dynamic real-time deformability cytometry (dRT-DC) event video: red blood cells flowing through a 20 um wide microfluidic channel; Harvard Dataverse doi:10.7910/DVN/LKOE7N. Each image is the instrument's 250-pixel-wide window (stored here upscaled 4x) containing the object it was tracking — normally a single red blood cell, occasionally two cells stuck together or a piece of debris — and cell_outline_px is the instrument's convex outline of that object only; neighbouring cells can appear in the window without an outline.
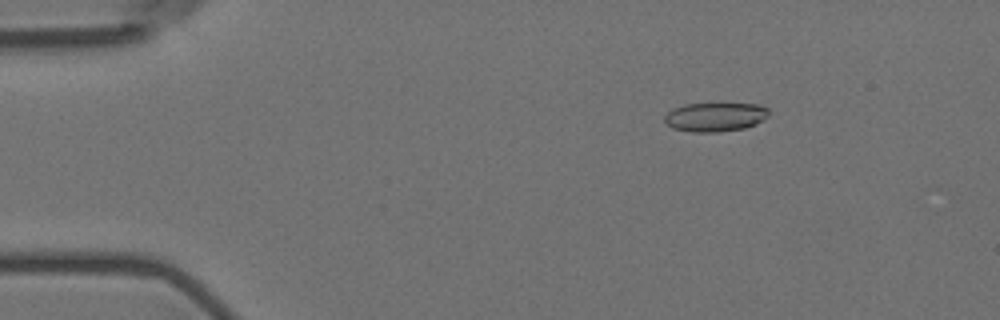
{"species": "Egyptian fruit bat (a non-hibernating species)", "species_latin": "Rousettus aegyptiacus", "temperature_condition": "room temperature", "stored_images_in_passage": 57, "camera_frame_rate_fps": 3000, "um_per_image_px": 0.085, "animal": {"sex": "female"}, "frame": {"image": 1, "passage_image": 9, "time_ms": 2.667, "image_size_px": [1000, 320], "cell_outline_px": [[768, 116], [764, 120], [756, 124], [744, 128], [716, 132], [692, 132], [672, 128], [664, 120], [664, 116], [672, 108], [684, 104], [760, 104], [768, 108]], "centroid_in_image_um": [60.79, 9.94], "position_along_channel_um": 24.2, "area_um2": 17.63}}
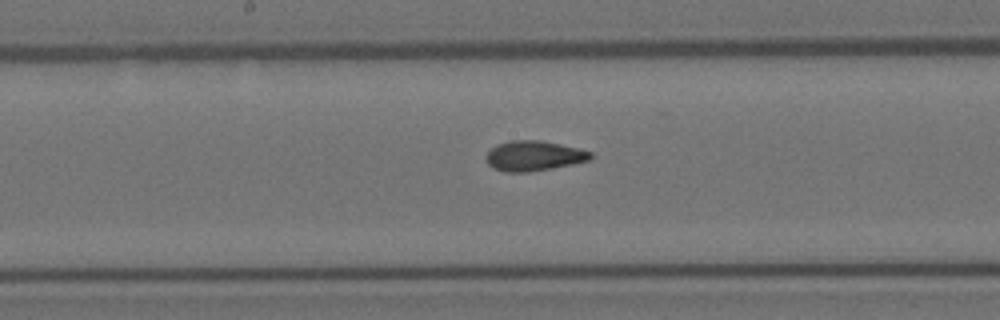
{"frame": {"image": 2, "passage_image": 30, "time_ms": 9.667, "image_size_px": [1000, 320], "cell_outline_px": [[592, 156], [588, 160], [572, 164], [528, 172], [504, 172], [492, 168], [484, 160], [484, 156], [496, 144], [512, 140], [540, 140], [560, 144], [592, 152]], "centroid_in_image_um": [45.3, 13.25], "position_along_channel_um": 202.9, "area_um2": 18.26}}
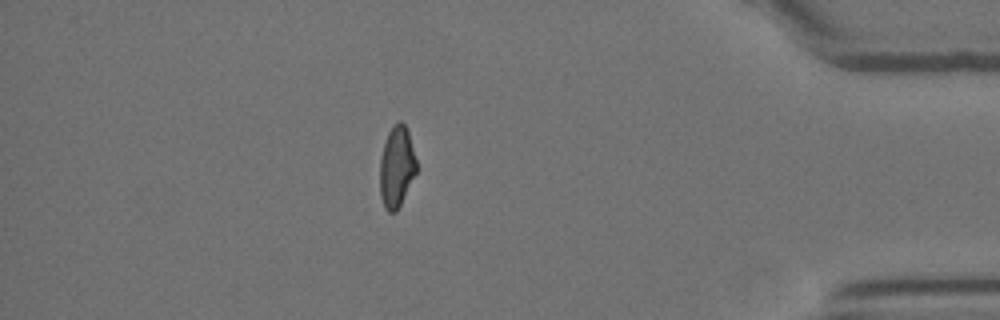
{"frame": {"image": 3, "passage_image": 50, "time_ms": 16.333, "image_size_px": [1000, 320], "cell_outline_px": [[416, 172], [396, 212], [388, 212], [384, 208], [380, 196], [380, 156], [388, 132], [392, 124], [396, 120], [400, 120], [404, 124], [408, 132], [416, 160]], "centroid_in_image_um": [33.69, 14.16], "position_along_channel_um": 401.5, "area_um2": 17.22}, "authors_computed_cell_mechanics": {"area_um2": 17.8024, "velocity_mm_per_s": 3.5835, "shape_relaxation_time_tau1_ms": null, "shape_relaxation_time_tau2_ms": 1.4644, "deformation_change_tau1": null, "deformation_change_tau2": 0.077}}